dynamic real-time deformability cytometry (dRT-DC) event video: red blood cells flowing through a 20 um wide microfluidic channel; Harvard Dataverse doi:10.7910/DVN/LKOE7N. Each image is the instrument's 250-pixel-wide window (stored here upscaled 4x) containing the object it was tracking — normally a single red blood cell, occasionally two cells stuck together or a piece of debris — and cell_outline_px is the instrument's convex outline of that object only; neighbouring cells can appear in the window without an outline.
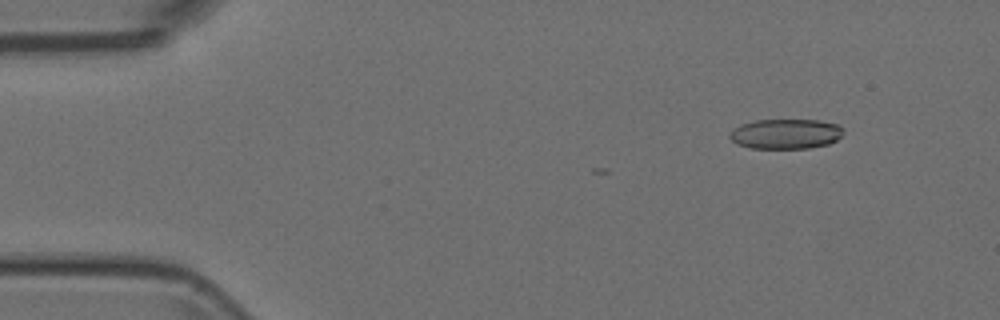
{"species": "Egyptian fruit bat (a non-hibernating species)", "species_latin": "Rousettus aegyptiacus", "temperature_condition": "room temperature", "stored_images_in_passage": 11, "camera_frame_rate_fps": 3000, "um_per_image_px": 0.085, "animal": {"sex": "female"}, "frame": {"image": 1, "passage_image": 6, "time_ms": 1.667, "image_size_px": [1000, 320], "cell_outline_px": [[844, 132], [836, 140], [828, 144], [808, 148], [752, 148], [736, 144], [728, 136], [732, 128], [740, 124], [756, 120], [820, 120], [840, 124]], "centroid_in_image_um": [66.77, 11.37], "position_along_channel_um": 18.2, "area_um2": 20.0}}